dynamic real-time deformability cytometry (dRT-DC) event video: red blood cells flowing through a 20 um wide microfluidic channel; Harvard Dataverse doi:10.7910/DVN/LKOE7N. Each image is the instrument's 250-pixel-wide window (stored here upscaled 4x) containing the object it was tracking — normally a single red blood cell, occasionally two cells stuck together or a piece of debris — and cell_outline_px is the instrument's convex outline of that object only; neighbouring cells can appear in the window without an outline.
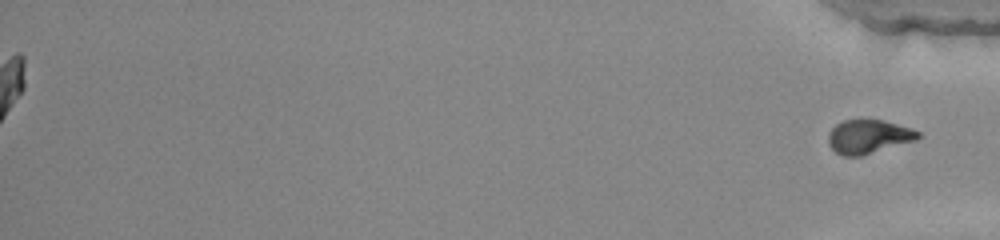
{"species": "common noctule bat (a hibernating species)", "species_latin": "Nyctalus noctula", "temperature_condition": "warm", "stored_images_in_passage": 38, "segment_of_instrument_passage": [2, 2], "camera_frame_rate_fps": 3000, "um_per_image_px": 0.085, "animal": {"sex": "female", "body_mass_g": 22.0, "forearm_length_mm": 56.7}, "frame": {"image": 1, "passage_image": 38, "time_ms": 12.333, "image_size_px": [1000, 240], "cell_outline_px": [[920, 136], [916, 140], [860, 156], [844, 156], [836, 152], [828, 144], [828, 132], [836, 124], [844, 120], [884, 120], [912, 128], [920, 132]], "centroid_in_image_um": [73.82, 11.61], "position_along_channel_um": 361.4, "area_um2": 17.63}}